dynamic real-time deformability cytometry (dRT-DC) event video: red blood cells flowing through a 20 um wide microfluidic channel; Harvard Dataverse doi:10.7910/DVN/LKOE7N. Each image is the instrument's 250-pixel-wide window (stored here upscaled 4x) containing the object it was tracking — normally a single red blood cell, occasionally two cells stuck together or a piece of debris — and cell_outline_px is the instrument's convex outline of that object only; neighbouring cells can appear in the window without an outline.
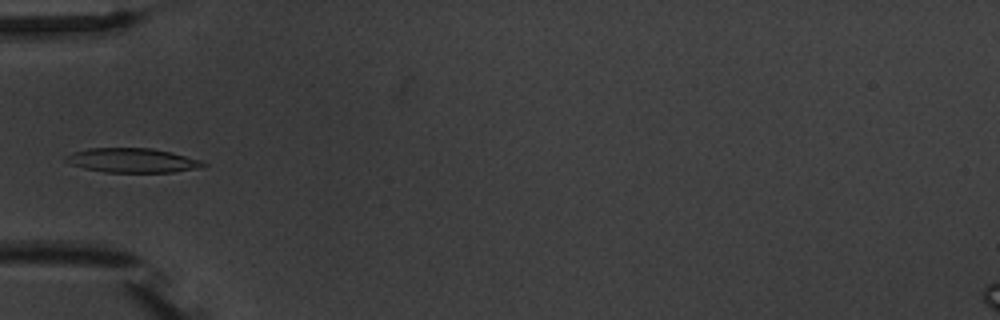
{"species": "common noctule bat (a hibernating species)", "species_latin": "Nyctalus noctula", "temperature_condition": "warm", "stored_images_in_passage": 5, "camera_frame_rate_fps": 3000, "um_per_image_px": 0.085, "animal": {"sex": "male", "body_mass_g": 20.1, "forearm_length_mm": 53.5}, "frame": {"image": 1, "passage_image": 4, "time_ms": 5.0, "image_size_px": [1000, 320], "cell_outline_px": [[208, 164], [200, 168], [172, 172], [104, 172], [84, 168], [72, 164], [64, 160], [64, 156], [72, 152], [88, 148], [152, 148], [172, 152], [200, 160]], "centroid_in_image_um": [11.24, 13.63], "position_along_channel_um": 73.8, "area_um2": 19.54}}